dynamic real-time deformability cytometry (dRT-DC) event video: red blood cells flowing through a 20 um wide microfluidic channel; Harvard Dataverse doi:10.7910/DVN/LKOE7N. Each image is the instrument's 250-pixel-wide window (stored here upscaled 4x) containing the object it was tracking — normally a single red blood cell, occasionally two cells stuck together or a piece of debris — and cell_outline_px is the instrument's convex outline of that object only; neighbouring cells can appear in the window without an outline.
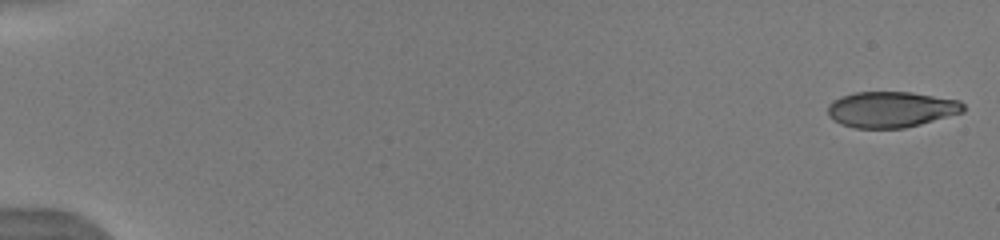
{"species": "human", "species_latin": "Homo sapiens", "temperature_condition": "warm", "stored_images_in_passage": 34, "camera_frame_rate_fps": 3000, "um_per_image_px": 0.085, "donor": {"sex": "male"}, "frame": {"image": 1, "passage_image": 1, "time_ms": 0.0, "image_size_px": [1000, 240], "cell_outline_px": [[964, 112], [920, 124], [904, 128], [856, 128], [840, 124], [828, 112], [828, 104], [832, 100], [840, 96], [856, 92], [912, 92], [960, 100], [964, 104]], "centroid_in_image_um": [75.76, 9.29], "position_along_channel_um": 9.2, "area_um2": 28.32}}
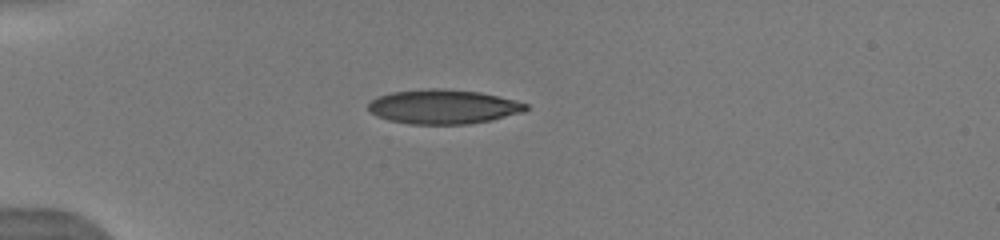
{"frame": {"image": 2, "passage_image": 13, "time_ms": 4.667, "image_size_px": [1000, 240], "cell_outline_px": [[528, 108], [524, 112], [488, 120], [468, 124], [412, 124], [388, 120], [372, 112], [368, 108], [368, 104], [372, 100], [380, 96], [392, 92], [428, 88], [440, 88], [480, 92], [528, 104]], "centroid_in_image_um": [37.68, 9.07], "position_along_channel_um": 47.3, "area_um2": 31.1}}
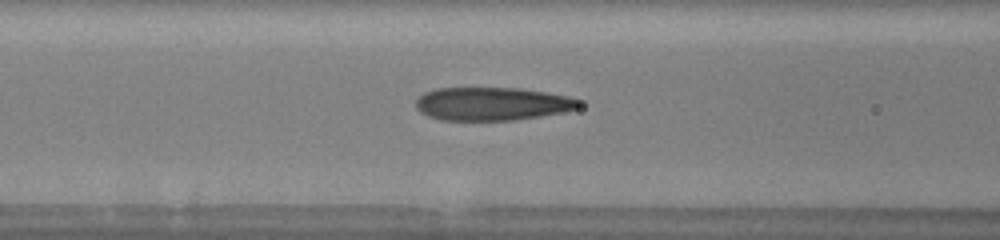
{"frame": {"image": 3, "passage_image": 21, "time_ms": 7.333, "image_size_px": [1000, 240], "cell_outline_px": [[584, 104], [576, 108], [564, 112], [540, 116], [512, 120], [440, 120], [428, 116], [420, 112], [416, 108], [416, 100], [424, 92], [436, 88], [520, 88], [568, 96], [584, 100]], "centroid_in_image_um": [41.85, 8.82], "position_along_channel_um": 124.7, "area_um2": 31.73}}